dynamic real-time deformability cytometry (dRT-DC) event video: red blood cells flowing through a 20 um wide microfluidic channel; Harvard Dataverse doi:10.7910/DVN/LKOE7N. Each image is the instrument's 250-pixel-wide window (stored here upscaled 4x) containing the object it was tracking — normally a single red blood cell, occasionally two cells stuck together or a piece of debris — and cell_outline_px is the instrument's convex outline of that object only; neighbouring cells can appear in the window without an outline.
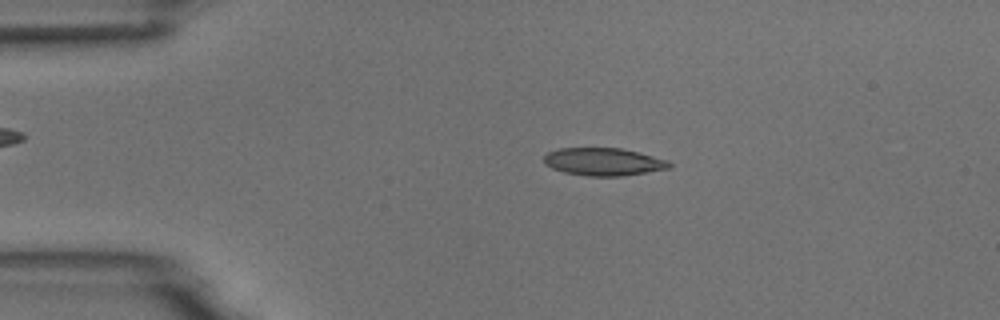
{"species": "common noctule bat (a hibernating species)", "species_latin": "Nyctalus noctula", "temperature_condition": "room temperature", "stored_images_in_passage": 3, "camera_frame_rate_fps": 3000, "um_per_image_px": 0.085, "animal": {"sex": "male", "body_mass_g": 18.8}, "frame": {"image": 1, "passage_image": 2, "time_ms": 1.333, "image_size_px": [1000, 320], "cell_outline_px": [[672, 164], [668, 168], [620, 176], [588, 176], [564, 172], [552, 168], [544, 164], [544, 156], [548, 152], [560, 148], [620, 148], [640, 152], [668, 160]], "centroid_in_image_um": [51.28, 13.74], "position_along_channel_um": 33.7, "area_um2": 20.11}}